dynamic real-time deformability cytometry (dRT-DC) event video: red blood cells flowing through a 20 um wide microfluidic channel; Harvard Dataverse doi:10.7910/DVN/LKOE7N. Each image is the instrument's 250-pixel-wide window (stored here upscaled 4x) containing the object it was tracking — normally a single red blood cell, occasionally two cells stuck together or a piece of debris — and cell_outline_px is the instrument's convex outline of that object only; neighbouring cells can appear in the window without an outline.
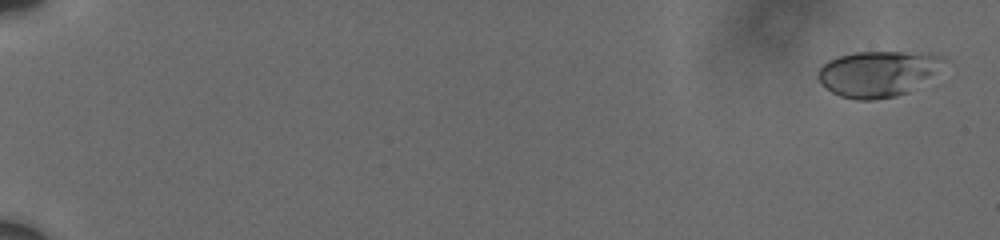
{"species": "human", "species_latin": "Homo sapiens", "temperature_condition": "cold", "stored_images_in_passage": 12, "camera_frame_rate_fps": 3000, "um_per_image_px": 0.085, "donor": {"sex": "male"}, "frame": {"image": 1, "passage_image": 1, "time_ms": 0.0, "image_size_px": [1000, 240], "cell_outline_px": [[944, 60], [932, 72], [908, 92], [896, 96], [876, 100], [856, 100], [840, 96], [832, 92], [820, 84], [816, 76], [820, 68], [828, 60], [840, 56], [856, 52], [928, 52], [940, 56]], "centroid_in_image_um": [74.5, 6.26], "position_along_channel_um": 10.5, "area_um2": 32.95}}
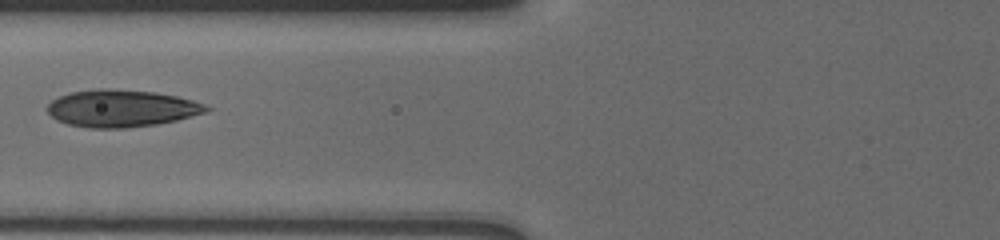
{"frame": {"image": 2, "passage_image": 9, "time_ms": 8.333, "image_size_px": [1000, 240], "cell_outline_px": [[212, 108], [208, 112], [176, 120], [156, 124], [124, 128], [88, 128], [68, 124], [52, 116], [48, 112], [48, 104], [52, 100], [68, 92], [96, 88], [112, 88], [156, 92], [176, 96], [192, 100], [204, 104]], "centroid_in_image_um": [10.33, 9.19], "position_along_channel_um": 115.5, "area_um2": 34.51}}
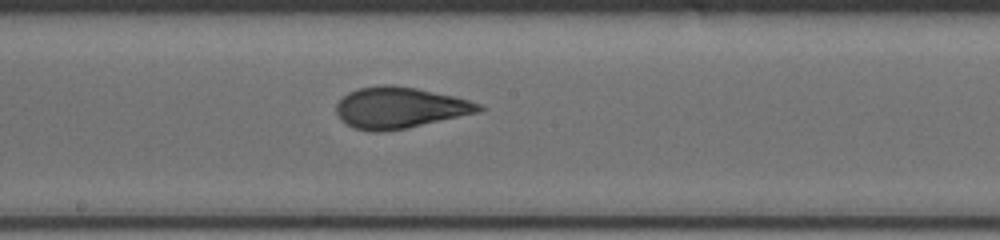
{"frame": {"image": 3, "passage_image": 12, "time_ms": 11.0, "image_size_px": [1000, 240], "cell_outline_px": [[484, 108], [476, 112], [408, 128], [380, 132], [372, 132], [352, 128], [340, 120], [336, 112], [336, 104], [348, 92], [356, 88], [380, 84], [392, 84], [416, 88], [452, 96], [468, 100], [480, 104]], "centroid_in_image_um": [33.89, 9.15], "position_along_channel_um": 214.3, "area_um2": 34.16}}